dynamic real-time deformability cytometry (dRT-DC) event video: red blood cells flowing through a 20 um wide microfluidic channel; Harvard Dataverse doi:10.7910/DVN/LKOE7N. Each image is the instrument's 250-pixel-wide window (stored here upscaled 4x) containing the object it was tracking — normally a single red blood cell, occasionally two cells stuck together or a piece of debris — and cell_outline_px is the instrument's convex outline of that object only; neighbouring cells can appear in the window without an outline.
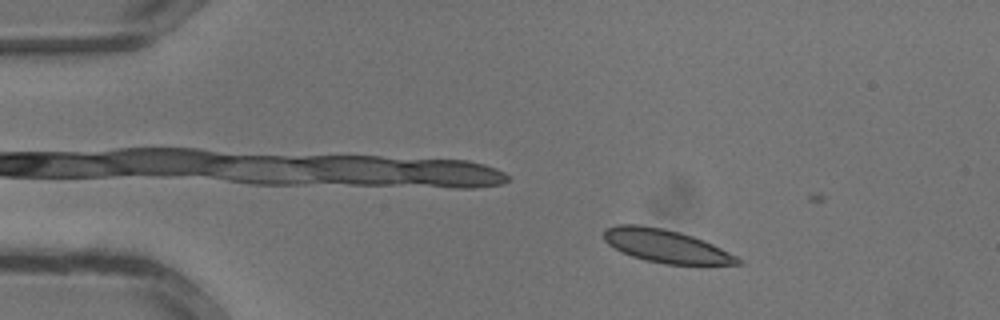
{"species": "common noctule bat (a hibernating species)", "species_latin": "Nyctalus noctula", "temperature_condition": "warm", "stored_images_in_passage": 8, "camera_frame_rate_fps": 3000, "um_per_image_px": 0.085, "animal": {"sex": "male", "body_mass_g": 13.3}, "frame": {"image": 1, "passage_image": 4, "time_ms": 1.0, "image_size_px": [1000, 320], "cell_outline_px": [[744, 264], [664, 264], [644, 260], [632, 256], [608, 244], [604, 240], [604, 228], [616, 224], [640, 224], [664, 228], [680, 232], [704, 240], [744, 260]], "centroid_in_image_um": [56.59, 20.9], "position_along_channel_um": 28.4, "area_um2": 25.78}}